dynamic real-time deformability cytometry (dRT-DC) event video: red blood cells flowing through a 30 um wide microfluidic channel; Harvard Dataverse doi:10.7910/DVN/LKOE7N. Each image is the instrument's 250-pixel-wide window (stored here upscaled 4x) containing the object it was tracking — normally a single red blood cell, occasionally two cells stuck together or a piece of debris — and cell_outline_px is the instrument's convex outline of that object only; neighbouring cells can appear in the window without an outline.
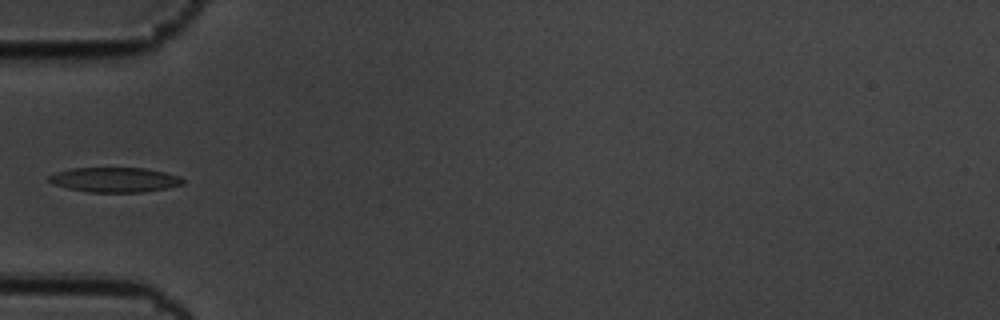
{"species": "common noctule bat (a hibernating species)", "species_latin": "Nyctalus noctula", "temperature_condition": "cold", "stored_images_in_passage": 4, "camera_frame_rate_fps": 3000, "um_per_image_px": 0.085, "animal": {"sex": "male", "body_mass_g": 19.5, "forearm_length_mm": 54.6}, "frame": {"image": 1, "passage_image": 4, "time_ms": 1.0, "image_size_px": [1000, 320], "cell_outline_px": [[184, 184], [168, 188], [144, 192], [88, 192], [68, 188], [52, 184], [48, 180], [48, 176], [56, 172], [72, 168], [144, 168], [164, 172], [180, 176], [184, 180]], "centroid_in_image_um": [9.76, 15.28], "position_along_channel_um": 75.2, "area_um2": 19.42}}